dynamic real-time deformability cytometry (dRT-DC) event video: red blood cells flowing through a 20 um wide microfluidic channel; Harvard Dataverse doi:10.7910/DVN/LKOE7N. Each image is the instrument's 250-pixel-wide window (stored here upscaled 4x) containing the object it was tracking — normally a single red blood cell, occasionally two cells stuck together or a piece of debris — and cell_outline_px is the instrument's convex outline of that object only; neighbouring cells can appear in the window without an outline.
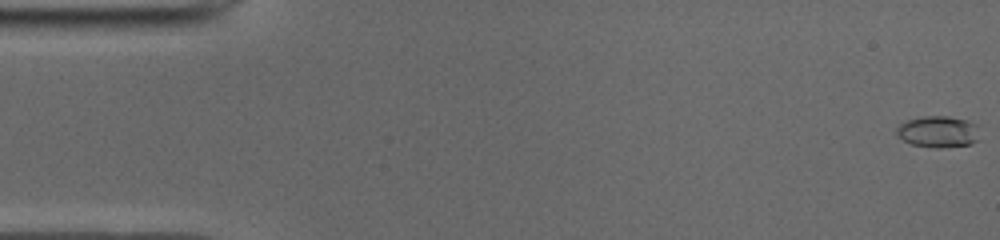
{"species": "common noctule bat (a hibernating species)", "species_latin": "Nyctalus noctula", "temperature_condition": "cold", "stored_images_in_passage": 47, "camera_frame_rate_fps": 3000, "um_per_image_px": 0.085, "animal": {"sex": "male", "body_mass_g": 19.0, "forearm_length_mm": 50.8}, "frame": {"image": 1, "passage_image": 1, "time_ms": 0.0, "image_size_px": [1000, 240], "cell_outline_px": [[976, 140], [972, 144], [940, 148], [936, 148], [912, 144], [904, 140], [896, 132], [896, 128], [900, 124], [908, 120], [920, 116], [948, 116], [968, 120], [976, 124]], "centroid_in_image_um": [79.72, 11.18], "position_along_channel_um": 5.3, "area_um2": 15.03}}
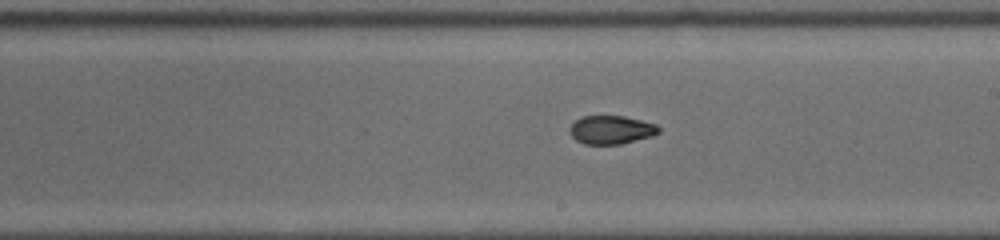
{"frame": {"image": 2, "passage_image": 29, "time_ms": 9.333, "image_size_px": [1000, 240], "cell_outline_px": [[660, 132], [652, 136], [620, 144], [584, 144], [576, 140], [568, 132], [568, 128], [580, 116], [624, 116], [656, 124], [660, 128]], "centroid_in_image_um": [51.93, 11.03], "position_along_channel_um": 237.1, "area_um2": 14.8}}
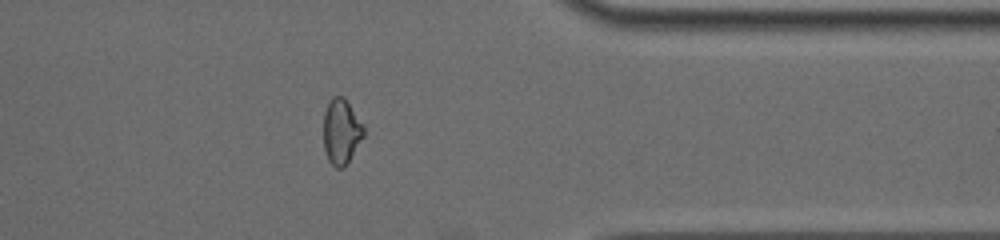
{"frame": {"image": 3, "passage_image": 41, "time_ms": 13.333, "image_size_px": [1000, 240], "cell_outline_px": [[364, 136], [344, 168], [336, 168], [328, 160], [324, 148], [324, 112], [328, 100], [332, 96], [344, 96], [364, 124]], "centroid_in_image_um": [29.01, 11.15], "position_along_channel_um": 382.4, "area_um2": 15.49}, "authors_computed_cell_mechanics": {"area_um2": 15.1436, "velocity_mm_per_s": 3.9718, "shape_relaxation_time_tau1_ms": 9.0912, "shape_relaxation_time_tau2_ms": 2.8996, "deformation_change_tau1": 0.24, "deformation_change_tau2": 0.0652}}